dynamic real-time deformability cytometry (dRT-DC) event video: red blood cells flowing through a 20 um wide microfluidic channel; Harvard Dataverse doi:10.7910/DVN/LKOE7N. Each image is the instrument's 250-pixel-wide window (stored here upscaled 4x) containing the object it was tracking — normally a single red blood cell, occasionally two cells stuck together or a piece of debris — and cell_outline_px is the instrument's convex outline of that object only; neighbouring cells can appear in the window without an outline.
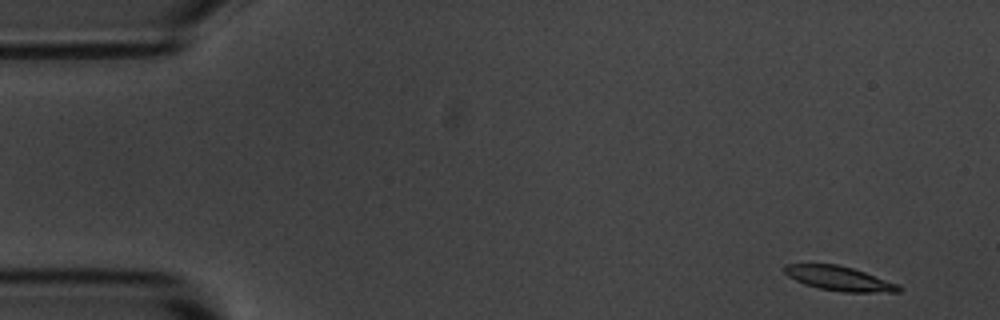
{"species": "common noctule bat (a hibernating species)", "species_latin": "Nyctalus noctula", "temperature_condition": "room temperature", "stored_images_in_passage": 5, "camera_frame_rate_fps": 3000, "um_per_image_px": 0.085, "animal": {"sex": "male", "body_mass_g": 20.1, "forearm_length_mm": 53.5}, "frame": {"image": 1, "passage_image": 1, "time_ms": 0.0, "image_size_px": [1000, 320], "cell_outline_px": [[900, 292], [844, 292], [820, 288], [804, 284], [788, 276], [784, 272], [784, 264], [836, 264], [852, 268], [900, 284]], "centroid_in_image_um": [71.34, 23.67], "position_along_channel_um": 13.7, "area_um2": 16.13}}
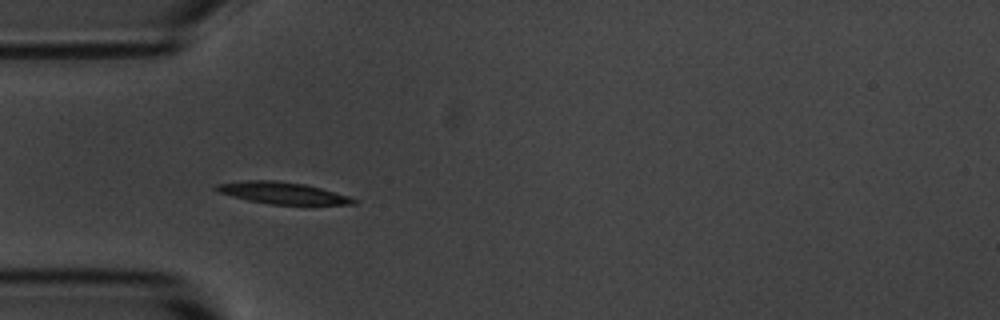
{"frame": {"image": 2, "passage_image": 4, "time_ms": 4.333, "image_size_px": [1000, 320], "cell_outline_px": [[360, 200], [356, 204], [268, 204], [248, 200], [232, 196], [220, 192], [212, 188], [216, 184], [240, 180], [276, 180], [304, 184], [320, 188], [348, 196]], "centroid_in_image_um": [23.97, 16.39], "position_along_channel_um": 61.0, "area_um2": 17.34}}